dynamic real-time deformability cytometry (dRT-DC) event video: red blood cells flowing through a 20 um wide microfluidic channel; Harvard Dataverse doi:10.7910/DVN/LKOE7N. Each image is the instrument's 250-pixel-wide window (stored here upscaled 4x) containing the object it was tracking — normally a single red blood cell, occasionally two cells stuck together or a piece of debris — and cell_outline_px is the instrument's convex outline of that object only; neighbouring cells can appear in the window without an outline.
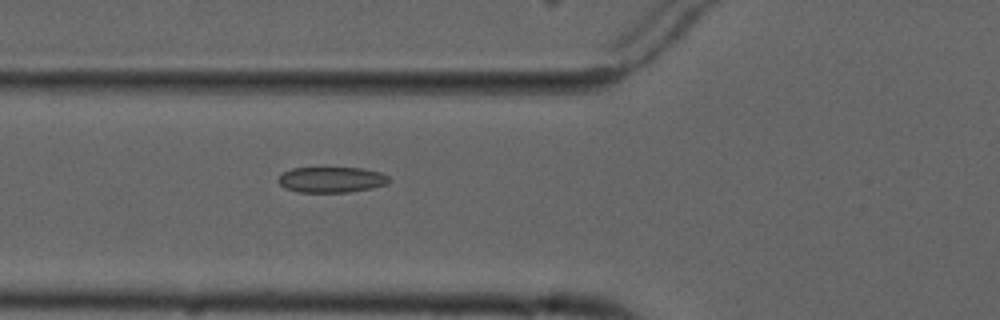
{"species": "common noctule bat (a hibernating species)", "species_latin": "Nyctalus noctula", "temperature_condition": "cold", "stored_images_in_passage": 4, "camera_frame_rate_fps": 3000, "um_per_image_px": 0.085, "animal": {"sex": "male", "forearm_length_mm": 52.5}, "frame": {"image": 1, "passage_image": 4, "time_ms": 3.333, "image_size_px": [1000, 320], "cell_outline_px": [[392, 180], [388, 184], [372, 188], [348, 192], [300, 192], [284, 188], [276, 180], [284, 172], [292, 168], [364, 168], [380, 172], [388, 176]], "centroid_in_image_um": [28.21, 15.27], "position_along_channel_um": 97.6, "area_um2": 16.65}}